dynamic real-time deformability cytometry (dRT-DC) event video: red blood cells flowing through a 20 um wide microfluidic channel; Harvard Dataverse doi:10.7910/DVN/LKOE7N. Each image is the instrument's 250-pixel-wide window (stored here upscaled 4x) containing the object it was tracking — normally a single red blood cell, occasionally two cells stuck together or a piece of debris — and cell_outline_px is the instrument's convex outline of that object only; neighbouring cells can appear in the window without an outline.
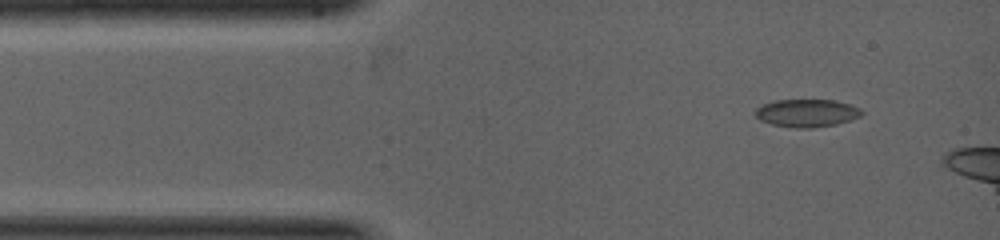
{"species": "common noctule bat (a hibernating species)", "species_latin": "Nyctalus noctula", "temperature_condition": "warm", "stored_images_in_passage": 40, "camera_frame_rate_fps": 5000, "um_per_image_px": 0.085, "animal": {"sex": "female", "body_mass_g": 19.0, "forearm_length_mm": 53.3}, "frame": {"image": 1, "passage_image": 2, "time_ms": 0.2, "image_size_px": [1000, 240], "cell_outline_px": [[864, 112], [860, 116], [836, 124], [812, 128], [796, 128], [772, 124], [760, 120], [756, 116], [756, 108], [764, 104], [776, 100], [836, 100], [860, 108]], "centroid_in_image_um": [68.58, 9.61], "position_along_channel_um": 16.4, "area_um2": 17.05}}
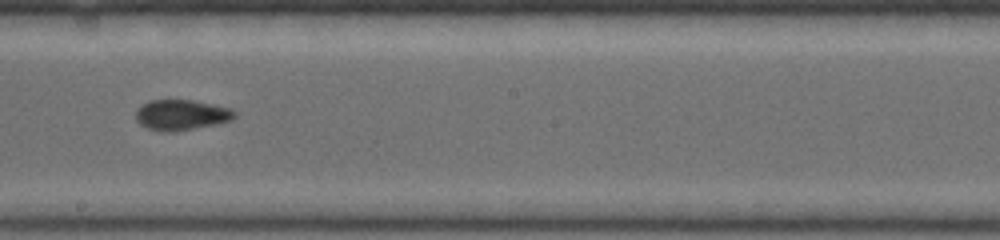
{"frame": {"image": 2, "passage_image": 23, "time_ms": 3.6, "image_size_px": [1000, 240], "cell_outline_px": [[236, 116], [232, 120], [216, 124], [168, 132], [148, 128], [140, 124], [136, 120], [136, 108], [140, 104], [148, 100], [192, 100], [232, 108], [236, 112]], "centroid_in_image_um": [15.4, 9.74], "position_along_channel_um": 232.8, "area_um2": 17.51}}
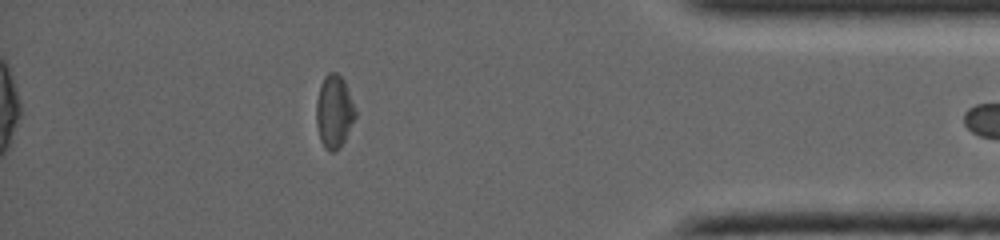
{"frame": {"image": 3, "passage_image": 39, "time_ms": 6.2, "image_size_px": [1000, 240], "cell_outline_px": [[356, 116], [340, 148], [332, 152], [328, 152], [324, 148], [320, 140], [316, 124], [316, 100], [320, 84], [324, 76], [328, 72], [336, 72], [344, 80], [356, 112]], "centroid_in_image_um": [28.37, 9.49], "position_along_channel_um": 406.8, "area_um2": 16.65}}